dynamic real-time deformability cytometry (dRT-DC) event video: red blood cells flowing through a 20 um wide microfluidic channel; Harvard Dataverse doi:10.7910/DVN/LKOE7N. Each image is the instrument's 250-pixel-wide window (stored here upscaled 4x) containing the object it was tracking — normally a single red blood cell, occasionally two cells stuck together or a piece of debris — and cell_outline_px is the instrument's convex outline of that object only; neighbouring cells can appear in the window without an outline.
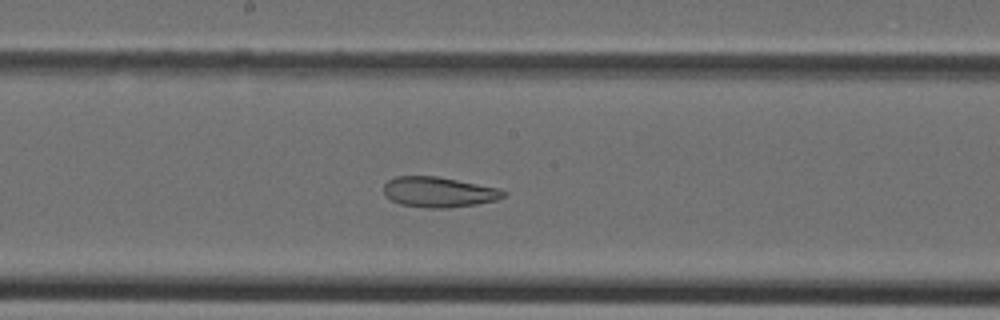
{"species": "Egyptian fruit bat (a non-hibernating species)", "species_latin": "Rousettus aegyptiacus", "temperature_condition": "cold", "stored_images_in_passage": 38, "segment_of_instrument_passage": [2, 2], "camera_frame_rate_fps": 3000, "um_per_image_px": 0.085, "animal": {"sex": "female"}, "frame": {"image": 1, "passage_image": 20, "time_ms": 6.333, "image_size_px": [1000, 320], "cell_outline_px": [[508, 192], [504, 196], [496, 200], [476, 204], [448, 208], [428, 208], [400, 204], [384, 196], [384, 184], [388, 180], [396, 176], [436, 176], [500, 188]], "centroid_in_image_um": [37.29, 16.32], "position_along_channel_um": 210.9, "area_um2": 21.21}}
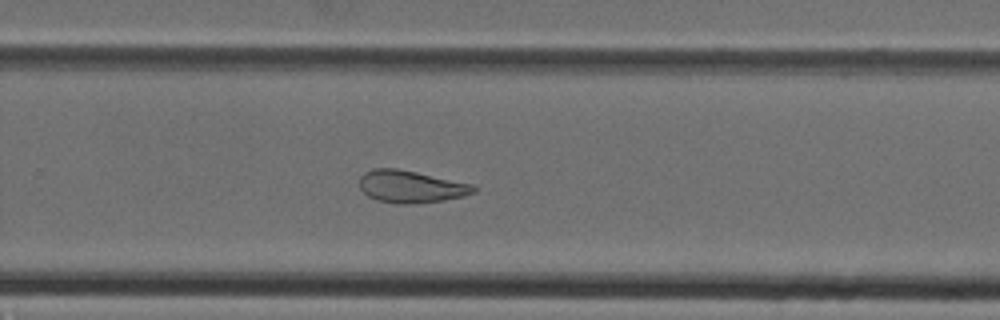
{"frame": {"image": 2, "passage_image": 25, "time_ms": 8.0, "image_size_px": [1000, 320], "cell_outline_px": [[476, 192], [464, 196], [444, 200], [408, 204], [396, 204], [376, 200], [368, 196], [360, 188], [360, 176], [364, 172], [372, 168], [396, 168], [476, 184]], "centroid_in_image_um": [34.94, 15.86], "position_along_channel_um": 294.9, "area_um2": 21.68}}
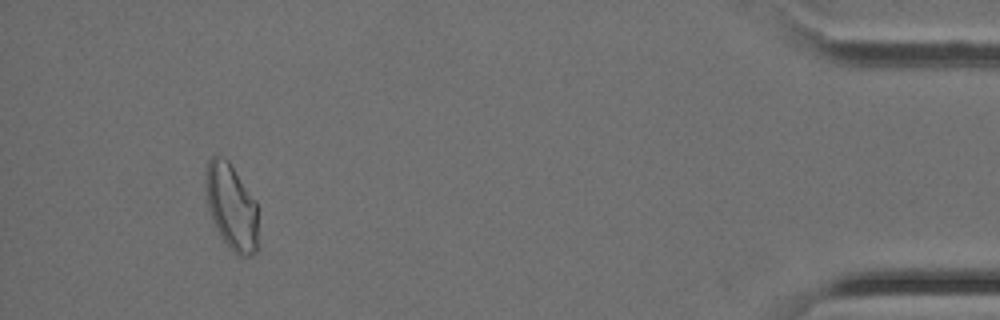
{"frame": {"image": 3, "passage_image": 36, "time_ms": 11.667, "image_size_px": [1000, 320], "cell_outline_px": [[256, 252], [252, 256], [240, 256], [220, 236], [212, 220], [208, 208], [204, 184], [204, 176], [208, 160], [212, 156], [224, 156], [228, 160], [256, 204]], "centroid_in_image_um": [19.61, 17.53], "position_along_channel_um": 415.6, "area_um2": 25.78}}